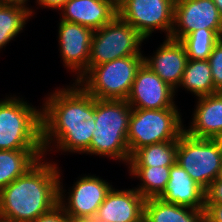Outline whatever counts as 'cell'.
<instances>
[{
  "mask_svg": "<svg viewBox=\"0 0 222 222\" xmlns=\"http://www.w3.org/2000/svg\"><path fill=\"white\" fill-rule=\"evenodd\" d=\"M216 179H217L218 181H221V182H222V168L220 169V171H219Z\"/></svg>",
  "mask_w": 222,
  "mask_h": 222,
  "instance_id": "d590c367",
  "label": "cell"
},
{
  "mask_svg": "<svg viewBox=\"0 0 222 222\" xmlns=\"http://www.w3.org/2000/svg\"><path fill=\"white\" fill-rule=\"evenodd\" d=\"M42 158L0 191V220L32 222L59 203L60 170Z\"/></svg>",
  "mask_w": 222,
  "mask_h": 222,
  "instance_id": "6da1fadb",
  "label": "cell"
},
{
  "mask_svg": "<svg viewBox=\"0 0 222 222\" xmlns=\"http://www.w3.org/2000/svg\"><path fill=\"white\" fill-rule=\"evenodd\" d=\"M197 99L191 126L184 131L196 138L222 139V92Z\"/></svg>",
  "mask_w": 222,
  "mask_h": 222,
  "instance_id": "d6986e66",
  "label": "cell"
},
{
  "mask_svg": "<svg viewBox=\"0 0 222 222\" xmlns=\"http://www.w3.org/2000/svg\"><path fill=\"white\" fill-rule=\"evenodd\" d=\"M36 1L41 7L44 6L49 9L52 8L60 10L68 0H36Z\"/></svg>",
  "mask_w": 222,
  "mask_h": 222,
  "instance_id": "4dcf8cb0",
  "label": "cell"
},
{
  "mask_svg": "<svg viewBox=\"0 0 222 222\" xmlns=\"http://www.w3.org/2000/svg\"><path fill=\"white\" fill-rule=\"evenodd\" d=\"M208 62L211 68L214 87L218 92H222V38L214 46Z\"/></svg>",
  "mask_w": 222,
  "mask_h": 222,
  "instance_id": "4316f807",
  "label": "cell"
},
{
  "mask_svg": "<svg viewBox=\"0 0 222 222\" xmlns=\"http://www.w3.org/2000/svg\"><path fill=\"white\" fill-rule=\"evenodd\" d=\"M95 130V116L91 120L76 125H42V147L44 154L53 144L64 152L85 154L89 149ZM50 145V146H49Z\"/></svg>",
  "mask_w": 222,
  "mask_h": 222,
  "instance_id": "2e32d148",
  "label": "cell"
},
{
  "mask_svg": "<svg viewBox=\"0 0 222 222\" xmlns=\"http://www.w3.org/2000/svg\"><path fill=\"white\" fill-rule=\"evenodd\" d=\"M69 222H97L94 217L86 218H69Z\"/></svg>",
  "mask_w": 222,
  "mask_h": 222,
  "instance_id": "d6a6232c",
  "label": "cell"
},
{
  "mask_svg": "<svg viewBox=\"0 0 222 222\" xmlns=\"http://www.w3.org/2000/svg\"><path fill=\"white\" fill-rule=\"evenodd\" d=\"M59 50L64 65L75 71L78 80L87 70L93 30L77 23L60 20Z\"/></svg>",
  "mask_w": 222,
  "mask_h": 222,
  "instance_id": "4fadbf2b",
  "label": "cell"
},
{
  "mask_svg": "<svg viewBox=\"0 0 222 222\" xmlns=\"http://www.w3.org/2000/svg\"><path fill=\"white\" fill-rule=\"evenodd\" d=\"M205 203H222V182L215 179L205 190Z\"/></svg>",
  "mask_w": 222,
  "mask_h": 222,
  "instance_id": "f1b7e54d",
  "label": "cell"
},
{
  "mask_svg": "<svg viewBox=\"0 0 222 222\" xmlns=\"http://www.w3.org/2000/svg\"><path fill=\"white\" fill-rule=\"evenodd\" d=\"M138 222H146V220L144 219V217L140 220V221H138Z\"/></svg>",
  "mask_w": 222,
  "mask_h": 222,
  "instance_id": "8d00e7d4",
  "label": "cell"
},
{
  "mask_svg": "<svg viewBox=\"0 0 222 222\" xmlns=\"http://www.w3.org/2000/svg\"><path fill=\"white\" fill-rule=\"evenodd\" d=\"M29 17L31 13L25 8L0 4V49L23 30Z\"/></svg>",
  "mask_w": 222,
  "mask_h": 222,
  "instance_id": "d4e9b609",
  "label": "cell"
},
{
  "mask_svg": "<svg viewBox=\"0 0 222 222\" xmlns=\"http://www.w3.org/2000/svg\"><path fill=\"white\" fill-rule=\"evenodd\" d=\"M146 222H205L204 209H191L160 198H149L144 203Z\"/></svg>",
  "mask_w": 222,
  "mask_h": 222,
  "instance_id": "ffe728a7",
  "label": "cell"
},
{
  "mask_svg": "<svg viewBox=\"0 0 222 222\" xmlns=\"http://www.w3.org/2000/svg\"><path fill=\"white\" fill-rule=\"evenodd\" d=\"M109 1H111L117 7L123 0H109Z\"/></svg>",
  "mask_w": 222,
  "mask_h": 222,
  "instance_id": "e575fe53",
  "label": "cell"
},
{
  "mask_svg": "<svg viewBox=\"0 0 222 222\" xmlns=\"http://www.w3.org/2000/svg\"><path fill=\"white\" fill-rule=\"evenodd\" d=\"M175 93V89L143 63L137 70L126 101L132 108L138 109L177 108L174 101Z\"/></svg>",
  "mask_w": 222,
  "mask_h": 222,
  "instance_id": "7c38bea8",
  "label": "cell"
},
{
  "mask_svg": "<svg viewBox=\"0 0 222 222\" xmlns=\"http://www.w3.org/2000/svg\"><path fill=\"white\" fill-rule=\"evenodd\" d=\"M71 86L47 97L41 109L42 125H76L95 116V98L77 82Z\"/></svg>",
  "mask_w": 222,
  "mask_h": 222,
  "instance_id": "ba28073f",
  "label": "cell"
},
{
  "mask_svg": "<svg viewBox=\"0 0 222 222\" xmlns=\"http://www.w3.org/2000/svg\"><path fill=\"white\" fill-rule=\"evenodd\" d=\"M0 150H43L41 109L20 97L1 100Z\"/></svg>",
  "mask_w": 222,
  "mask_h": 222,
  "instance_id": "3957f363",
  "label": "cell"
},
{
  "mask_svg": "<svg viewBox=\"0 0 222 222\" xmlns=\"http://www.w3.org/2000/svg\"><path fill=\"white\" fill-rule=\"evenodd\" d=\"M205 222H222V203H205Z\"/></svg>",
  "mask_w": 222,
  "mask_h": 222,
  "instance_id": "f546056e",
  "label": "cell"
},
{
  "mask_svg": "<svg viewBox=\"0 0 222 222\" xmlns=\"http://www.w3.org/2000/svg\"><path fill=\"white\" fill-rule=\"evenodd\" d=\"M221 37L209 29H198L186 35L181 42L185 46L190 60H208L212 49Z\"/></svg>",
  "mask_w": 222,
  "mask_h": 222,
  "instance_id": "484cf974",
  "label": "cell"
},
{
  "mask_svg": "<svg viewBox=\"0 0 222 222\" xmlns=\"http://www.w3.org/2000/svg\"><path fill=\"white\" fill-rule=\"evenodd\" d=\"M165 39L153 57L144 56L143 63L176 91L188 61L187 52L180 40Z\"/></svg>",
  "mask_w": 222,
  "mask_h": 222,
  "instance_id": "5bb4252c",
  "label": "cell"
},
{
  "mask_svg": "<svg viewBox=\"0 0 222 222\" xmlns=\"http://www.w3.org/2000/svg\"><path fill=\"white\" fill-rule=\"evenodd\" d=\"M170 178L158 197L167 203L191 209H205V190L177 162L170 166Z\"/></svg>",
  "mask_w": 222,
  "mask_h": 222,
  "instance_id": "ac0fdd59",
  "label": "cell"
},
{
  "mask_svg": "<svg viewBox=\"0 0 222 222\" xmlns=\"http://www.w3.org/2000/svg\"><path fill=\"white\" fill-rule=\"evenodd\" d=\"M217 8L219 9L220 16L222 18V0H213Z\"/></svg>",
  "mask_w": 222,
  "mask_h": 222,
  "instance_id": "836d02e7",
  "label": "cell"
},
{
  "mask_svg": "<svg viewBox=\"0 0 222 222\" xmlns=\"http://www.w3.org/2000/svg\"><path fill=\"white\" fill-rule=\"evenodd\" d=\"M175 0H123L117 15L133 26L145 39L155 29L170 38L174 23Z\"/></svg>",
  "mask_w": 222,
  "mask_h": 222,
  "instance_id": "9c48e42d",
  "label": "cell"
},
{
  "mask_svg": "<svg viewBox=\"0 0 222 222\" xmlns=\"http://www.w3.org/2000/svg\"><path fill=\"white\" fill-rule=\"evenodd\" d=\"M132 107L126 100L95 98V130L87 154L107 156L127 163L131 158L127 142Z\"/></svg>",
  "mask_w": 222,
  "mask_h": 222,
  "instance_id": "7a4b0ae2",
  "label": "cell"
},
{
  "mask_svg": "<svg viewBox=\"0 0 222 222\" xmlns=\"http://www.w3.org/2000/svg\"><path fill=\"white\" fill-rule=\"evenodd\" d=\"M177 108H132L127 142L132 156L138 149L160 142L178 141L184 132Z\"/></svg>",
  "mask_w": 222,
  "mask_h": 222,
  "instance_id": "5b68a950",
  "label": "cell"
},
{
  "mask_svg": "<svg viewBox=\"0 0 222 222\" xmlns=\"http://www.w3.org/2000/svg\"><path fill=\"white\" fill-rule=\"evenodd\" d=\"M143 58L131 55L92 66L75 82L96 99L126 100Z\"/></svg>",
  "mask_w": 222,
  "mask_h": 222,
  "instance_id": "277c9868",
  "label": "cell"
},
{
  "mask_svg": "<svg viewBox=\"0 0 222 222\" xmlns=\"http://www.w3.org/2000/svg\"><path fill=\"white\" fill-rule=\"evenodd\" d=\"M214 30L222 38V18L213 0H175L170 38L182 40L198 29Z\"/></svg>",
  "mask_w": 222,
  "mask_h": 222,
  "instance_id": "30bf717a",
  "label": "cell"
},
{
  "mask_svg": "<svg viewBox=\"0 0 222 222\" xmlns=\"http://www.w3.org/2000/svg\"><path fill=\"white\" fill-rule=\"evenodd\" d=\"M130 174L140 178L135 190L145 199L158 198L166 188L170 178V166H129ZM143 182V183H142Z\"/></svg>",
  "mask_w": 222,
  "mask_h": 222,
  "instance_id": "cb8c5ba5",
  "label": "cell"
},
{
  "mask_svg": "<svg viewBox=\"0 0 222 222\" xmlns=\"http://www.w3.org/2000/svg\"><path fill=\"white\" fill-rule=\"evenodd\" d=\"M27 1L28 0H0V4L1 5H10V6H18L21 8H25L26 10H28L31 13V16L33 14V9H30L29 7H27Z\"/></svg>",
  "mask_w": 222,
  "mask_h": 222,
  "instance_id": "1f68e13d",
  "label": "cell"
},
{
  "mask_svg": "<svg viewBox=\"0 0 222 222\" xmlns=\"http://www.w3.org/2000/svg\"><path fill=\"white\" fill-rule=\"evenodd\" d=\"M44 156V150H0V191Z\"/></svg>",
  "mask_w": 222,
  "mask_h": 222,
  "instance_id": "44dd1931",
  "label": "cell"
},
{
  "mask_svg": "<svg viewBox=\"0 0 222 222\" xmlns=\"http://www.w3.org/2000/svg\"><path fill=\"white\" fill-rule=\"evenodd\" d=\"M176 162L206 190L222 168V139L196 138L184 131L178 139Z\"/></svg>",
  "mask_w": 222,
  "mask_h": 222,
  "instance_id": "8992f818",
  "label": "cell"
},
{
  "mask_svg": "<svg viewBox=\"0 0 222 222\" xmlns=\"http://www.w3.org/2000/svg\"><path fill=\"white\" fill-rule=\"evenodd\" d=\"M59 177V204L63 207L69 218L94 217L100 205L105 200L112 185L96 176H82L78 178L66 199L63 193V184Z\"/></svg>",
  "mask_w": 222,
  "mask_h": 222,
  "instance_id": "8fae6325",
  "label": "cell"
},
{
  "mask_svg": "<svg viewBox=\"0 0 222 222\" xmlns=\"http://www.w3.org/2000/svg\"><path fill=\"white\" fill-rule=\"evenodd\" d=\"M178 141L151 144L138 149L129 159L130 166H172L177 159Z\"/></svg>",
  "mask_w": 222,
  "mask_h": 222,
  "instance_id": "603a6c76",
  "label": "cell"
},
{
  "mask_svg": "<svg viewBox=\"0 0 222 222\" xmlns=\"http://www.w3.org/2000/svg\"><path fill=\"white\" fill-rule=\"evenodd\" d=\"M180 86L194 93L198 98L218 93L214 87L208 60L188 59Z\"/></svg>",
  "mask_w": 222,
  "mask_h": 222,
  "instance_id": "7402d4cb",
  "label": "cell"
},
{
  "mask_svg": "<svg viewBox=\"0 0 222 222\" xmlns=\"http://www.w3.org/2000/svg\"><path fill=\"white\" fill-rule=\"evenodd\" d=\"M145 198L135 189L107 193L94 218L97 222H138L144 216Z\"/></svg>",
  "mask_w": 222,
  "mask_h": 222,
  "instance_id": "9a60e30c",
  "label": "cell"
},
{
  "mask_svg": "<svg viewBox=\"0 0 222 222\" xmlns=\"http://www.w3.org/2000/svg\"><path fill=\"white\" fill-rule=\"evenodd\" d=\"M64 20L93 31L107 25L116 15L117 7L109 0H68L60 9Z\"/></svg>",
  "mask_w": 222,
  "mask_h": 222,
  "instance_id": "e0dca14e",
  "label": "cell"
},
{
  "mask_svg": "<svg viewBox=\"0 0 222 222\" xmlns=\"http://www.w3.org/2000/svg\"><path fill=\"white\" fill-rule=\"evenodd\" d=\"M145 38L129 23L116 15L107 25L93 32L88 69L115 59L142 55Z\"/></svg>",
  "mask_w": 222,
  "mask_h": 222,
  "instance_id": "52a82bcc",
  "label": "cell"
},
{
  "mask_svg": "<svg viewBox=\"0 0 222 222\" xmlns=\"http://www.w3.org/2000/svg\"><path fill=\"white\" fill-rule=\"evenodd\" d=\"M0 222H12V221H8V220H0Z\"/></svg>",
  "mask_w": 222,
  "mask_h": 222,
  "instance_id": "74e56055",
  "label": "cell"
},
{
  "mask_svg": "<svg viewBox=\"0 0 222 222\" xmlns=\"http://www.w3.org/2000/svg\"><path fill=\"white\" fill-rule=\"evenodd\" d=\"M32 222H69V217L58 203L50 211L40 215Z\"/></svg>",
  "mask_w": 222,
  "mask_h": 222,
  "instance_id": "83f0119b",
  "label": "cell"
}]
</instances>
